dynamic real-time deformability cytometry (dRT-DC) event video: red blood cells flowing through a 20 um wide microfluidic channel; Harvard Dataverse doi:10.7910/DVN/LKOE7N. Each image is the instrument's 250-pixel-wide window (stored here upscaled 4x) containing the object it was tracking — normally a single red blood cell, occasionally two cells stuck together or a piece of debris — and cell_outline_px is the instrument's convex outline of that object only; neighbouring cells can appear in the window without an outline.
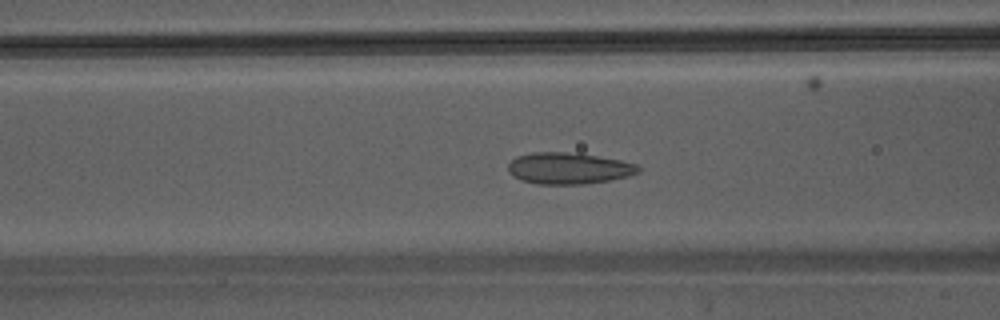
{"species": "Egyptian fruit bat (a non-hibernating species)", "species_latin": "Rousettus aegyptiacus", "temperature_condition": "warm", "stored_images_in_passage": 31, "camera_frame_rate_fps": 3000, "um_per_image_px": 0.085, "animal": {"sex": "male"}, "frame": {"image": 1, "passage_image": 3, "time_ms": 0.667, "image_size_px": [1000, 320], "cell_outline_px": [[640, 172], [628, 176], [612, 180], [584, 184], [536, 184], [520, 180], [512, 176], [508, 168], [508, 164], [516, 156], [532, 152], [564, 152], [596, 156], [620, 160], [636, 164], [640, 168]], "centroid_in_image_um": [48.32, 14.31], "position_along_channel_um": 118.3, "area_um2": 23.87}}
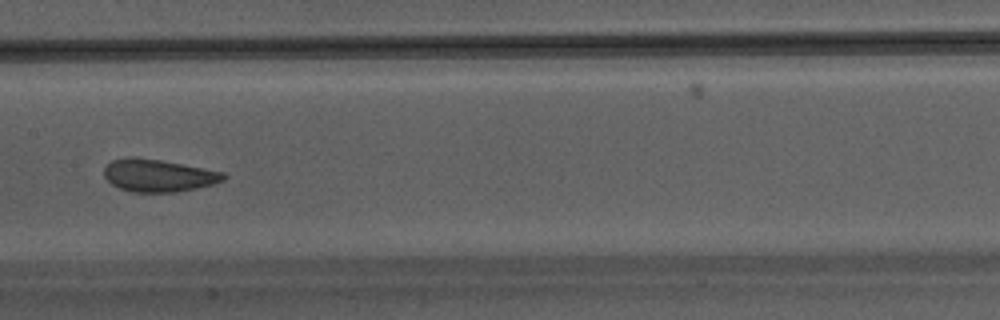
{"frame": {"image": 2, "passage_image": 8, "time_ms": 2.333, "image_size_px": [1000, 320], "cell_outline_px": [[228, 176], [224, 180], [212, 184], [196, 188], [176, 192], [132, 192], [120, 188], [112, 184], [104, 176], [104, 168], [112, 160], [128, 156], [160, 160], [224, 172]], "centroid_in_image_um": [13.46, 14.91], "position_along_channel_um": 193.9, "area_um2": 22.48}}
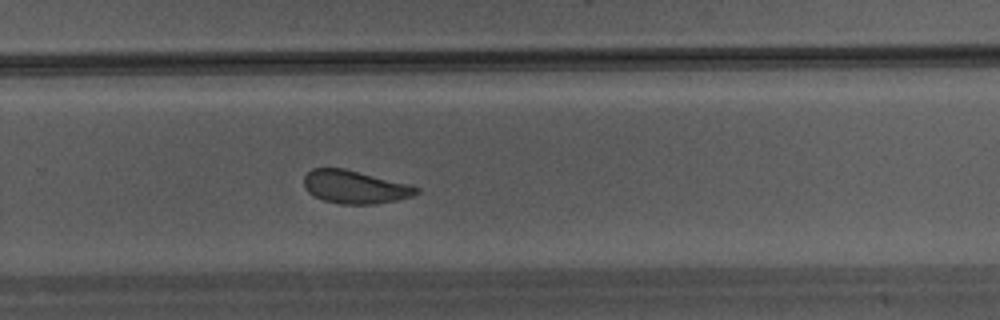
{"frame": {"image": 3, "passage_image": 15, "time_ms": 4.667, "image_size_px": [1000, 320], "cell_outline_px": [[420, 192], [412, 196], [396, 200], [376, 204], [340, 204], [324, 200], [308, 192], [304, 188], [304, 176], [312, 168], [344, 168], [412, 184], [420, 188]], "centroid_in_image_um": [30.2, 15.88], "position_along_channel_um": 299.6, "area_um2": 21.85}}